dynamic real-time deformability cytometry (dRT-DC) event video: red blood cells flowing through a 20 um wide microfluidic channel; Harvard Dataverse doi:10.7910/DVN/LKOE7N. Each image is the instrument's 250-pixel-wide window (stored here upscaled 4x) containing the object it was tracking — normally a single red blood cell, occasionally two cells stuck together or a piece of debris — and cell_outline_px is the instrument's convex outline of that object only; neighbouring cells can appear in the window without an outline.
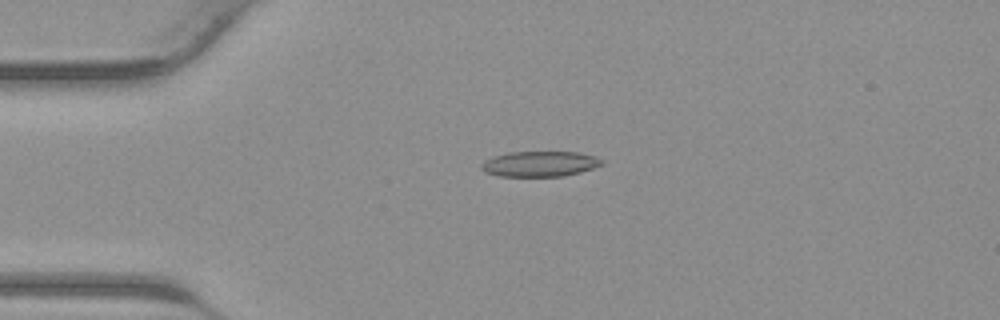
{"species": "common noctule bat (a hibernating species)", "species_latin": "Nyctalus noctula", "temperature_condition": "warm", "stored_images_in_passage": 42, "camera_frame_rate_fps": 3000, "um_per_image_px": 0.085, "animal": {"sex": "male", "body_mass_g": 23.1, "forearm_length_mm": 52.7}, "frame": {"image": 1, "passage_image": 10, "time_ms": 3.0, "image_size_px": [1000, 320], "cell_outline_px": [[604, 164], [580, 172], [564, 176], [500, 176], [484, 172], [480, 168], [480, 164], [484, 160], [508, 152], [576, 152], [596, 156], [604, 160]], "centroid_in_image_um": [45.88, 13.93], "position_along_channel_um": 39.1, "area_um2": 17.86}}
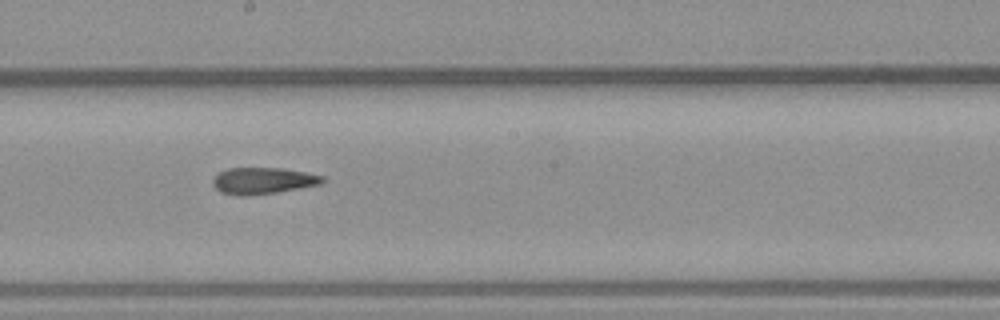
{"frame": {"image": 2, "passage_image": 23, "time_ms": 7.333, "image_size_px": [1000, 320], "cell_outline_px": [[324, 184], [276, 192], [240, 196], [220, 192], [212, 184], [212, 180], [220, 172], [228, 168], [284, 168], [324, 176]], "centroid_in_image_um": [22.37, 15.36], "position_along_channel_um": 225.8, "area_um2": 16.88}}
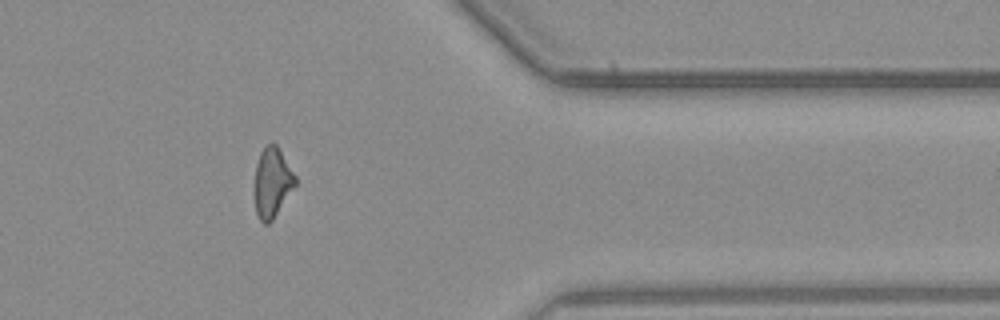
{"frame": {"image": 3, "passage_image": 34, "time_ms": 11.0, "image_size_px": [1000, 320], "cell_outline_px": [[296, 184], [272, 220], [268, 224], [264, 224], [260, 220], [256, 212], [252, 192], [256, 164], [260, 152], [272, 140], [276, 144], [296, 176]], "centroid_in_image_um": [23.09, 15.51], "position_along_channel_um": 388.3, "area_um2": 16.82}}